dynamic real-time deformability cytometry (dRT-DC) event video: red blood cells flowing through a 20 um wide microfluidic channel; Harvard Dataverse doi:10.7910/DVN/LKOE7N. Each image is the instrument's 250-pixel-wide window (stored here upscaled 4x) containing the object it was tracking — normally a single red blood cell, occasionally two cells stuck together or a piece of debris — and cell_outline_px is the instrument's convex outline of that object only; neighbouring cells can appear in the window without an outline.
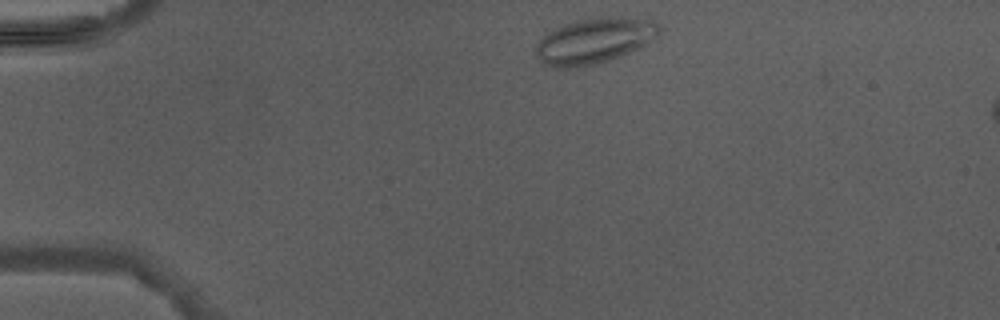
{"species": "Egyptian fruit bat (a non-hibernating species)", "species_latin": "Rousettus aegyptiacus", "temperature_condition": "warm", "stored_images_in_passage": 2, "camera_frame_rate_fps": 3000, "um_per_image_px": 0.085, "animal": {"sex": "male"}, "frame": {"image": 1, "passage_image": 1, "time_ms": 0.0, "image_size_px": [1000, 320], "cell_outline_px": [[660, 32], [648, 44], [640, 48], [620, 56], [596, 64], [576, 68], [552, 68], [544, 64], [536, 56], [536, 44], [548, 32], [564, 24], [580, 20], [604, 16], [612, 16], [652, 20], [660, 28]], "centroid_in_image_um": [50.51, 3.48], "position_along_channel_um": 34.5, "area_um2": 32.77}}